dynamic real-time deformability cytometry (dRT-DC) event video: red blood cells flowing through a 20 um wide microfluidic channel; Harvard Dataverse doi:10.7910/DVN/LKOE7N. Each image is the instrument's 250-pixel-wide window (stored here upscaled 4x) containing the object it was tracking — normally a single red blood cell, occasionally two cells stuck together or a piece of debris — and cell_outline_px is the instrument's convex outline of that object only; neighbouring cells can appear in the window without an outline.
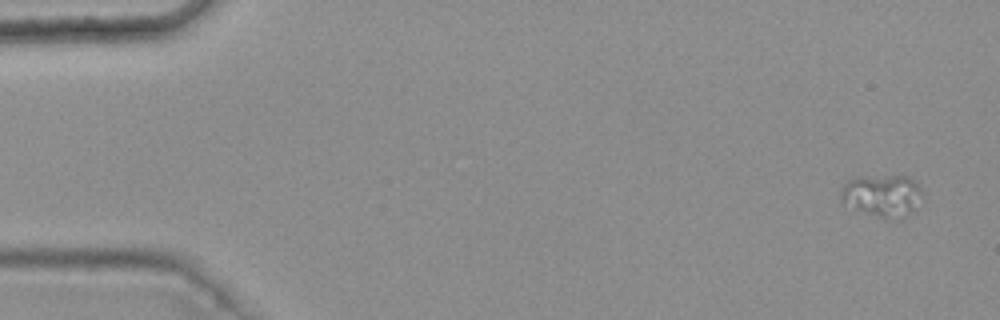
{"species": "common noctule bat (a hibernating species)", "species_latin": "Nyctalus noctula", "temperature_condition": "warm", "stored_images_in_passage": 5, "camera_frame_rate_fps": 3000, "um_per_image_px": 0.085, "animal": {"sex": "female", "body_mass_g": 25.1}, "frame": {"image": 1, "passage_image": 1, "time_ms": 0.0, "image_size_px": [1000, 320], "cell_outline_px": [[920, 196], [912, 208], [900, 220], [888, 220], [840, 204], [840, 196], [844, 184], [848, 180], [856, 176], [908, 176], [920, 188]], "centroid_in_image_um": [74.89, 16.63], "position_along_channel_um": 10.1, "area_um2": 19.88}}
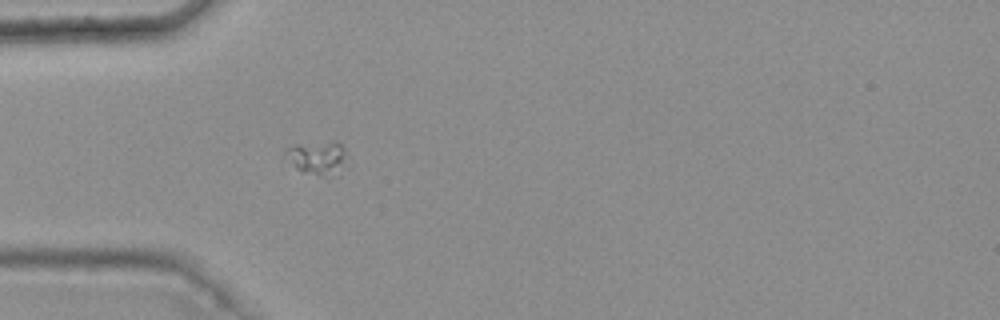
{"frame": {"image": 2, "passage_image": 5, "time_ms": 1.333, "image_size_px": [1000, 320], "cell_outline_px": [[352, 164], [336, 176], [324, 176], [304, 172], [296, 168], [284, 152], [284, 148], [292, 144], [340, 144], [344, 148]], "centroid_in_image_um": [27.1, 13.47], "position_along_channel_um": 57.9, "area_um2": 12.14}}